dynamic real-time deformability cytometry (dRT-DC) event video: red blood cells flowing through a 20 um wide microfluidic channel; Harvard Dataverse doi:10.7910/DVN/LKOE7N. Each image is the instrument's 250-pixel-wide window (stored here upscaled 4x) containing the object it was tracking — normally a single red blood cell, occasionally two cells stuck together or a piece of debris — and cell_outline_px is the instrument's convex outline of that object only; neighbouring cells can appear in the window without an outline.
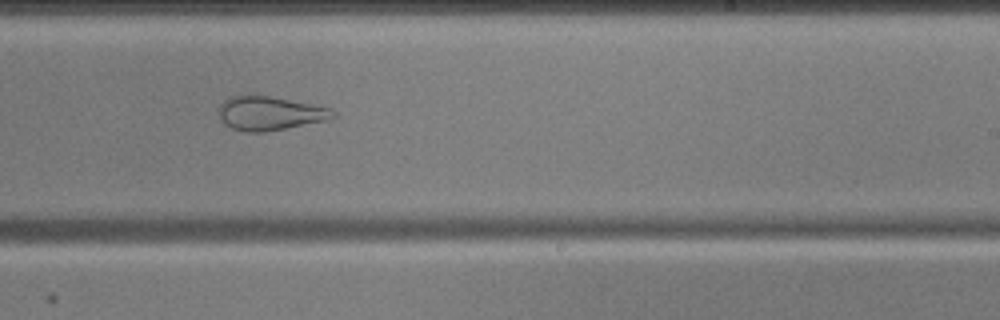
{"species": "common noctule bat (a hibernating species)", "species_latin": "Nyctalus noctula", "temperature_condition": "cold", "stored_images_in_passage": 55, "camera_frame_rate_fps": 3000, "um_per_image_px": 0.085, "animal": {"sex": "male", "body_mass_g": 17.9, "forearm_length_mm": 54.2}, "frame": {"image": 1, "passage_image": 33, "time_ms": 10.667, "image_size_px": [1000, 320], "cell_outline_px": [[336, 116], [328, 120], [264, 132], [248, 132], [232, 128], [224, 124], [216, 112], [216, 108], [228, 96], [252, 92], [332, 108], [336, 112]], "centroid_in_image_um": [22.87, 9.58], "position_along_channel_um": 266.1, "area_um2": 23.35}}
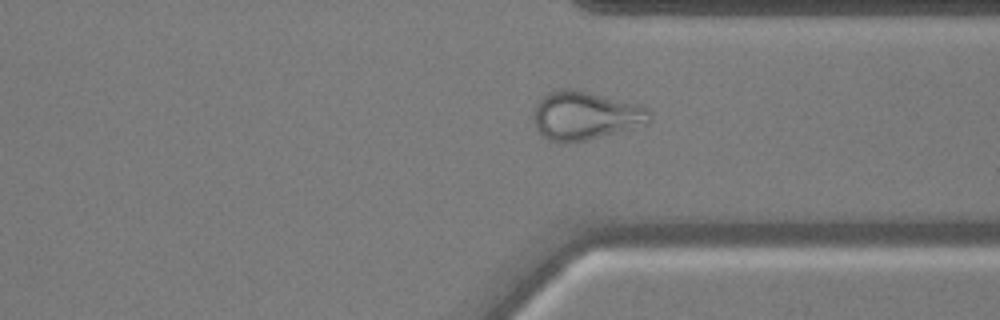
{"frame": {"image": 2, "passage_image": 41, "time_ms": 13.333, "image_size_px": [1000, 320], "cell_outline_px": [[652, 120], [648, 124], [588, 140], [564, 144], [548, 140], [536, 128], [532, 116], [536, 104], [548, 92], [560, 88], [572, 88], [640, 104], [648, 108], [652, 116]], "centroid_in_image_um": [49.76, 9.83], "position_along_channel_um": 361.6, "area_um2": 33.29}}
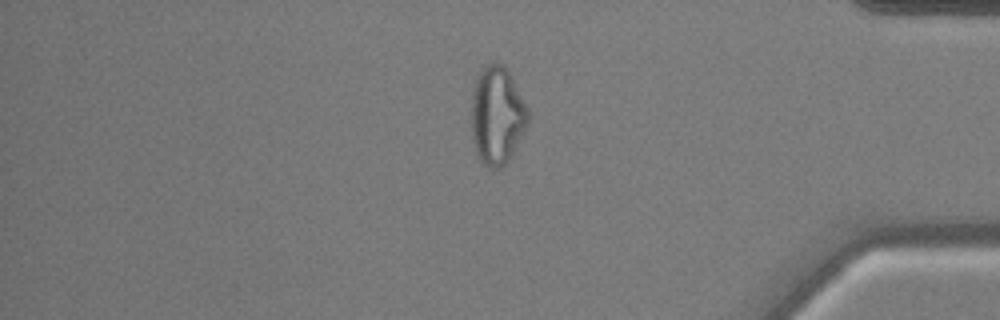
{"frame": {"image": 3, "passage_image": 46, "time_ms": 15.0, "image_size_px": [1000, 320], "cell_outline_px": [[528, 120], [508, 160], [500, 168], [488, 168], [476, 156], [472, 140], [472, 92], [476, 76], [484, 64], [496, 60], [504, 64], [512, 76], [528, 108]], "centroid_in_image_um": [42.21, 9.74], "position_along_channel_um": 393.0, "area_um2": 32.48}}